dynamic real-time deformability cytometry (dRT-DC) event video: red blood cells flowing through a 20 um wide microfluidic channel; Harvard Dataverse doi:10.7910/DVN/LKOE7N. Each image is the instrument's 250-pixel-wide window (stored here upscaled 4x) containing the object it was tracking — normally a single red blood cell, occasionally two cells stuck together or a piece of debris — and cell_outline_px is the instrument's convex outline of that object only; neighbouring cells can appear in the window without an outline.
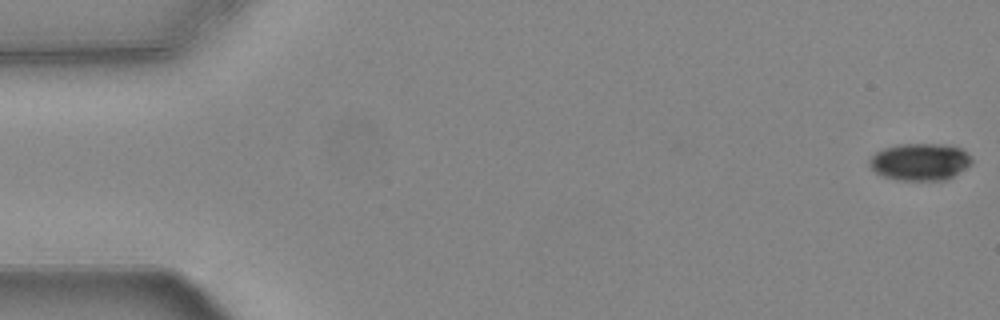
{"species": "common noctule bat (a hibernating species)", "species_latin": "Nyctalus noctula", "temperature_condition": "warm", "stored_images_in_passage": 55, "camera_frame_rate_fps": 3000, "um_per_image_px": 0.085, "animal": {"sex": "female", "body_mass_g": 24.6, "forearm_length_mm": 56.2}, "frame": {"image": 1, "passage_image": 1, "time_ms": 0.0, "image_size_px": [1000, 320], "cell_outline_px": [[972, 164], [952, 176], [944, 180], [896, 180], [880, 176], [868, 164], [868, 160], [876, 152], [884, 148], [896, 144], [944, 144], [960, 148], [972, 160]], "centroid_in_image_um": [78.15, 13.76], "position_along_channel_um": 6.9, "area_um2": 22.08}}
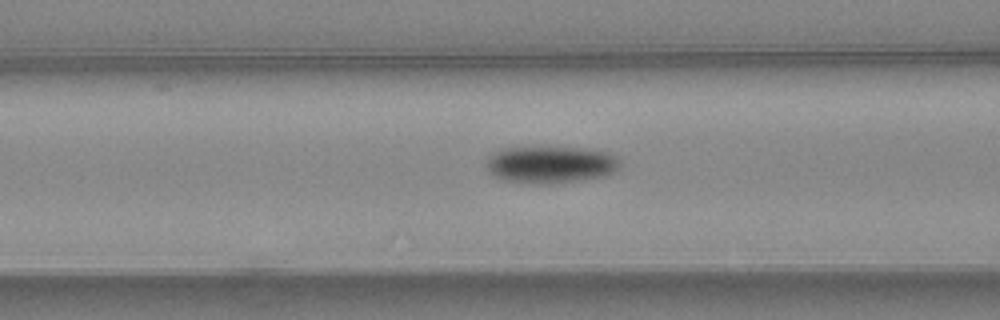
{"frame": {"image": 2, "passage_image": 22, "time_ms": 7.0, "image_size_px": [1000, 320], "cell_outline_px": [[620, 168], [604, 176], [580, 180], [552, 184], [536, 184], [504, 180], [488, 172], [484, 164], [484, 160], [492, 152], [504, 148], [588, 148], [608, 152], [616, 156], [620, 160]], "centroid_in_image_um": [46.78, 13.99], "position_along_channel_um": 119.8, "area_um2": 29.13}}
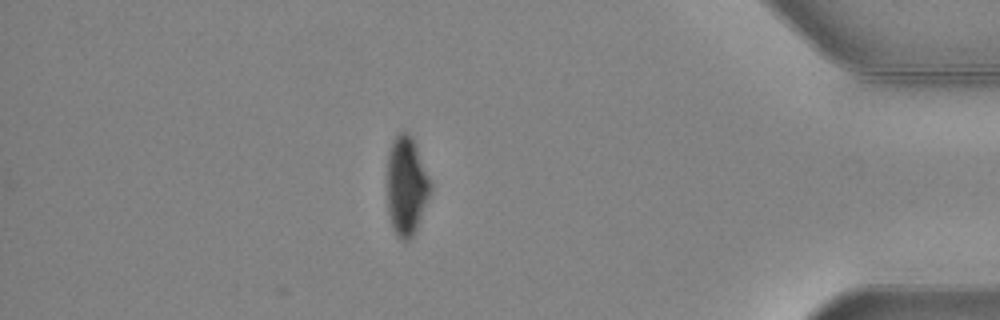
{"frame": {"image": 3, "passage_image": 48, "time_ms": 15.667, "image_size_px": [1000, 320], "cell_outline_px": [[432, 192], [416, 228], [412, 236], [408, 240], [400, 240], [396, 236], [392, 228], [388, 216], [388, 152], [392, 140], [400, 132], [408, 132], [412, 136], [416, 144], [432, 180]], "centroid_in_image_um": [34.57, 15.79], "position_along_channel_um": 400.6, "area_um2": 25.37}, "authors_computed_cell_mechanics": {"area_um2": 26.2412, "velocity_mm_per_s": 3.7385, "shape_relaxation_time_tau1_ms": 3.6278, "shape_relaxation_time_tau2_ms": null, "deformation_change_tau1": 0.1275, "deformation_change_tau2": null}}